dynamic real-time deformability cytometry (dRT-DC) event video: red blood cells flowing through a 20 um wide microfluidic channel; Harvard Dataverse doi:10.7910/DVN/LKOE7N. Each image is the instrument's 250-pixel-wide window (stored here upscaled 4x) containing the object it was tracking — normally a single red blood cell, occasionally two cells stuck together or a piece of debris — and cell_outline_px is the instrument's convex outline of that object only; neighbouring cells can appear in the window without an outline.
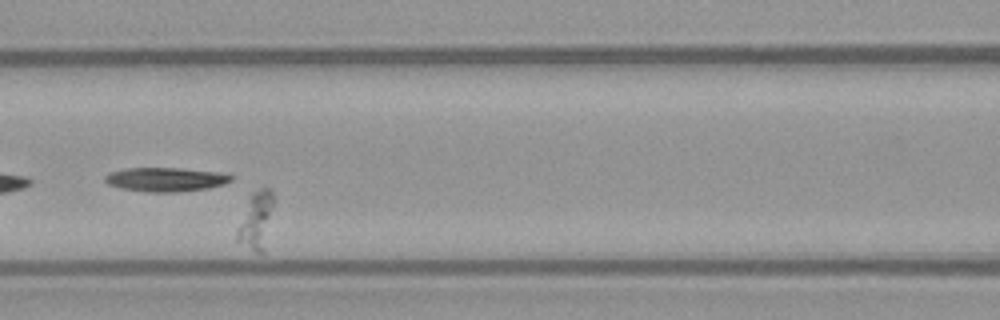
{"species": "common noctule bat (a hibernating species)", "species_latin": "Nyctalus noctula", "temperature_condition": "warm", "stored_images_in_passage": 52, "camera_frame_rate_fps": 3000, "um_per_image_px": 0.085, "animal": {"sex": "female", "body_mass_g": 21.9}, "frame": {"image": 1, "passage_image": 24, "time_ms": 7.667, "image_size_px": [1000, 320], "cell_outline_px": [[272, 204], [264, 252], [256, 252], [236, 240], [236, 228], [252, 192], [260, 188], [268, 188], [272, 192]], "centroid_in_image_um": [21.72, 18.74], "position_along_channel_um": 144.9, "area_um2": 11.68}}
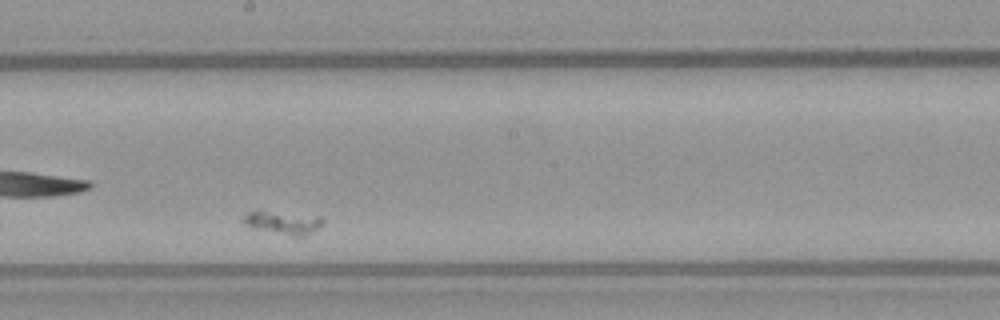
{"frame": {"image": 2, "passage_image": 31, "time_ms": 10.0, "image_size_px": [1000, 320], "cell_outline_px": [[324, 220], [316, 228], [304, 236], [292, 236], [252, 228], [244, 224], [244, 216], [248, 212], [260, 212], [320, 216]], "centroid_in_image_um": [24.05, 18.95], "position_along_channel_um": 224.2, "area_um2": 10.0}}
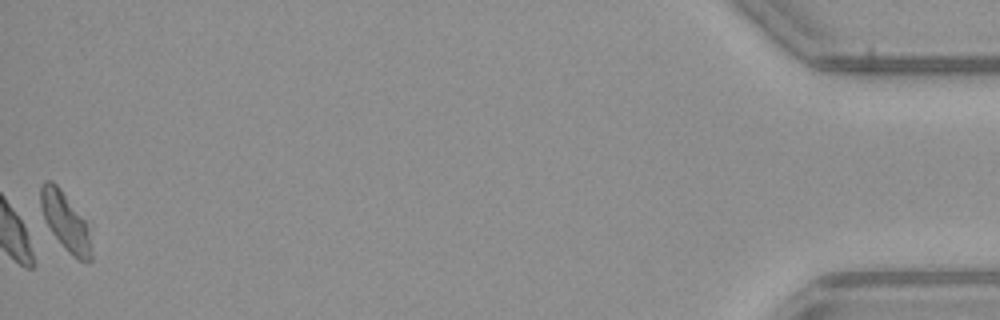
{"frame": {"image": 3, "passage_image": 52, "time_ms": 17.0, "image_size_px": [1000, 320], "cell_outline_px": [[92, 260], [88, 264], [72, 256], [68, 252], [52, 232], [44, 216], [40, 204], [40, 188], [44, 180], [52, 180], [60, 188], [92, 224]], "centroid_in_image_um": [5.67, 18.84], "position_along_channel_um": 429.5, "area_um2": 17.98}}